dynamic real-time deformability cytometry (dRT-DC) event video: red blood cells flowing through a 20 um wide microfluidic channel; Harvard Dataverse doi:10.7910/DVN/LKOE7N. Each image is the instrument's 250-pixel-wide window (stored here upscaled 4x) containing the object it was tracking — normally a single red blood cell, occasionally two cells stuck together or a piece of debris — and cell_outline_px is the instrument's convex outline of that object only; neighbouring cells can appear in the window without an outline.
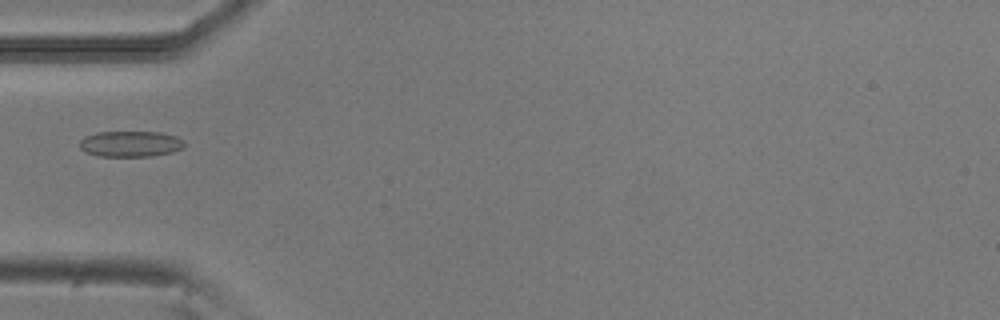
{"species": "common noctule bat (a hibernating species)", "species_latin": "Nyctalus noctula", "temperature_condition": "room temperature", "stored_images_in_passage": 1, "camera_frame_rate_fps": 3000, "um_per_image_px": 0.085, "animal": {"sex": "male", "body_mass_g": 20.5, "forearm_length_mm": 52.5}, "frame": {"image": 1, "passage_image": 1, "time_ms": 0.0, "image_size_px": [1000, 320], "cell_outline_px": [[184, 148], [172, 152], [152, 156], [96, 156], [84, 152], [80, 148], [80, 140], [84, 136], [96, 132], [160, 132], [176, 136], [184, 140]], "centroid_in_image_um": [11.08, 12.23], "position_along_channel_um": 73.9, "area_um2": 15.95}}